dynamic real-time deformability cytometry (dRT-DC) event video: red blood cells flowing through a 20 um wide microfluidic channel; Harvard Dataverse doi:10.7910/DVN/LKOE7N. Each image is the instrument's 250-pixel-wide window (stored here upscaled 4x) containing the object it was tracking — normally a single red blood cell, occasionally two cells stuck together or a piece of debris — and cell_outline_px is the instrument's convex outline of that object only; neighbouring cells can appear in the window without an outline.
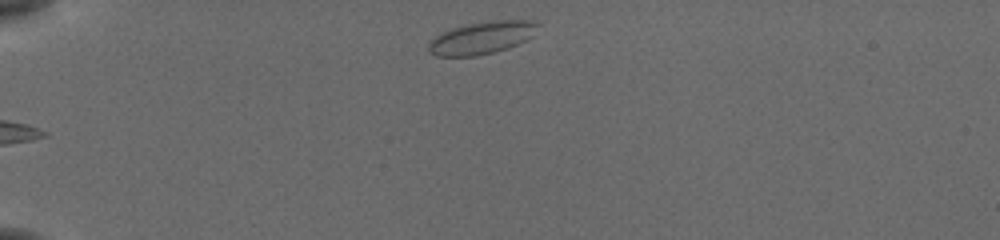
{"species": "common noctule bat (a hibernating species)", "species_latin": "Nyctalus noctula", "temperature_condition": "cold", "stored_images_in_passage": 35, "camera_frame_rate_fps": 3000, "um_per_image_px": 0.085, "animal": {"sex": "female", "body_mass_g": 19.5, "forearm_length_mm": 54.1}, "frame": {"image": 1, "passage_image": 1, "time_ms": 0.0, "image_size_px": [1000, 240], "cell_outline_px": [[540, 24], [532, 36], [528, 40], [508, 48], [476, 56], [436, 56], [428, 52], [428, 40], [452, 28], [468, 24], [488, 20], [532, 20]], "centroid_in_image_um": [40.96, 3.21], "position_along_channel_um": 44.0, "area_um2": 20.81}}
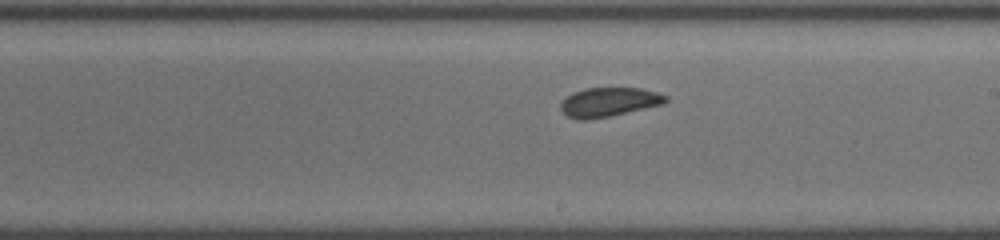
{"frame": {"image": 2, "passage_image": 20, "time_ms": 6.333, "image_size_px": [1000, 240], "cell_outline_px": [[668, 100], [664, 104], [608, 116], [588, 120], [576, 120], [568, 116], [560, 108], [560, 104], [572, 92], [584, 88], [640, 88], [656, 92], [668, 96]], "centroid_in_image_um": [51.75, 8.67], "position_along_channel_um": 237.2, "area_um2": 17.74}}
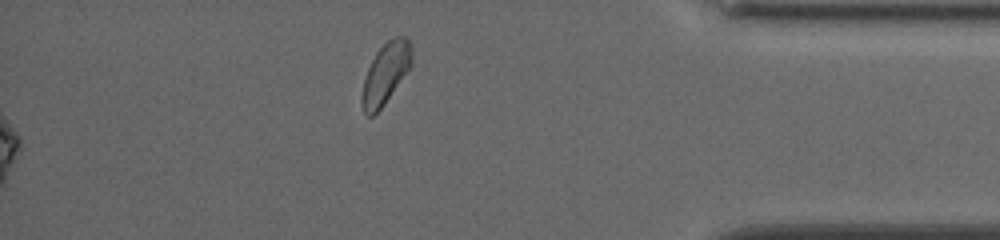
{"frame": {"image": 3, "passage_image": 35, "time_ms": 11.333, "image_size_px": [1000, 240], "cell_outline_px": [[412, 64], [384, 104], [372, 116], [368, 116], [364, 112], [360, 100], [364, 80], [368, 68], [376, 52], [388, 40], [396, 36], [408, 36], [412, 48]], "centroid_in_image_um": [32.78, 6.21], "position_along_channel_um": 402.4, "area_um2": 17.51}, "authors_computed_cell_mechanics": {"area_um2": 18.0336, "velocity_mm_per_s": 3.7922, "shape_relaxation_time_tau1_ms": null, "shape_relaxation_time_tau2_ms": 0.7769, "deformation_change_tau1": null, "deformation_change_tau2": 0.0347}}